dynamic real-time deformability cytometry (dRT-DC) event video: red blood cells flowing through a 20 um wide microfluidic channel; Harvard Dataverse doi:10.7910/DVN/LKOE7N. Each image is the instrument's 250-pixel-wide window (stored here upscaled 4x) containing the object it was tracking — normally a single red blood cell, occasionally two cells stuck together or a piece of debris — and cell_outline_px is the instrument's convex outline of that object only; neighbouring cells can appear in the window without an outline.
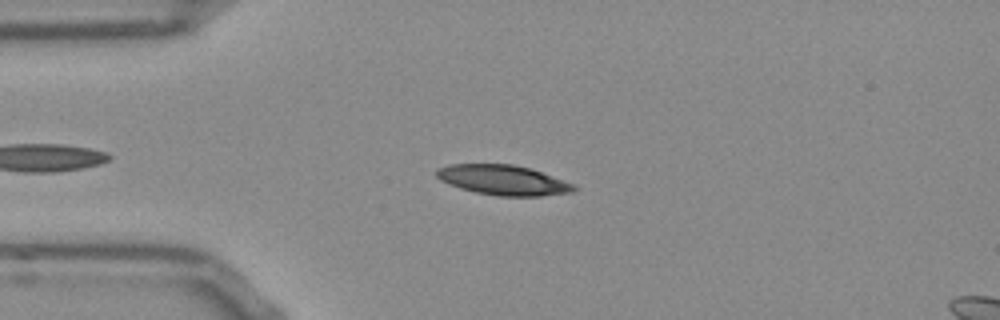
{"species": "Egyptian fruit bat (a non-hibernating species)", "species_latin": "Rousettus aegyptiacus", "temperature_condition": "room temperature", "stored_images_in_passage": 42, "camera_frame_rate_fps": 3000, "um_per_image_px": 0.085, "frame": {"image": 1, "passage_image": 9, "time_ms": 2.667, "image_size_px": [1000, 320], "cell_outline_px": [[576, 188], [572, 192], [540, 196], [496, 196], [476, 192], [460, 188], [440, 180], [436, 176], [436, 168], [452, 164], [512, 164], [528, 168], [576, 184]], "centroid_in_image_um": [42.75, 15.31], "position_along_channel_um": 42.2, "area_um2": 23.87}}
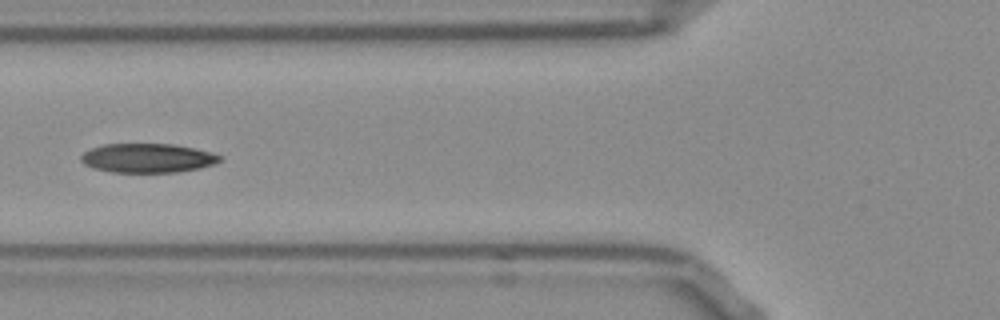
{"frame": {"image": 2, "passage_image": 16, "time_ms": 5.0, "image_size_px": [1000, 320], "cell_outline_px": [[224, 160], [200, 168], [176, 172], [112, 172], [92, 168], [84, 164], [80, 160], [80, 156], [84, 152], [92, 148], [104, 144], [172, 144], [212, 152], [224, 156]], "centroid_in_image_um": [12.56, 13.44], "position_along_channel_um": 113.2, "area_um2": 23.64}}
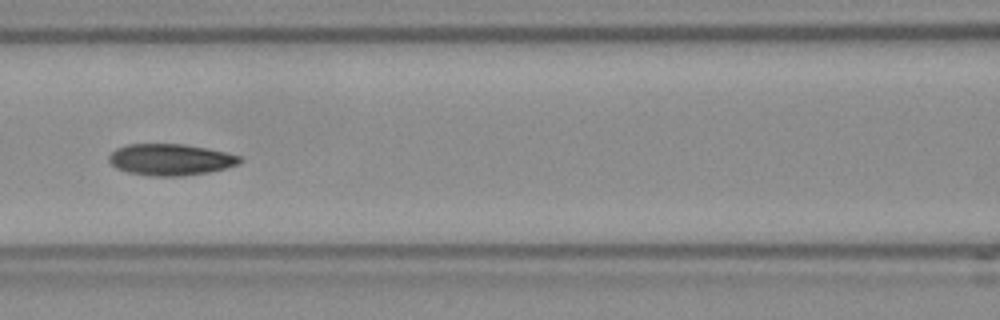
{"frame": {"image": 3, "passage_image": 19, "time_ms": 6.0, "image_size_px": [1000, 320], "cell_outline_px": [[244, 160], [240, 164], [208, 172], [184, 176], [148, 176], [128, 172], [116, 168], [108, 160], [108, 156], [116, 148], [128, 144], [184, 144], [224, 152], [240, 156]], "centroid_in_image_um": [14.48, 13.57], "position_along_channel_um": 152.1, "area_um2": 23.99}, "authors_computed_cell_mechanics": {"area_um2": 23.7269, "velocity_mm_per_s": 3.8364, "shape_relaxation_time_tau1_ms": 4.9447, "shape_relaxation_time_tau2_ms": 2.2161, "deformation_change_tau1": 0.1603, "deformation_change_tau2": 0.0759}}